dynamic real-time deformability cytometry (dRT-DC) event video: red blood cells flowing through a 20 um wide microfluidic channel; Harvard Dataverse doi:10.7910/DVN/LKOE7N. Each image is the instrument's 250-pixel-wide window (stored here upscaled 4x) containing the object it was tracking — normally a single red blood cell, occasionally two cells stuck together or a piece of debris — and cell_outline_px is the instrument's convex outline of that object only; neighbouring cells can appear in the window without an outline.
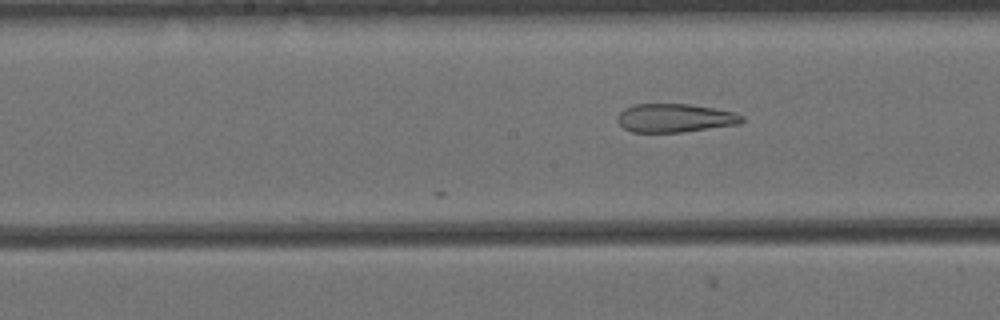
{"species": "Egyptian fruit bat (a non-hibernating species)", "species_latin": "Rousettus aegyptiacus", "temperature_condition": "cold", "stored_images_in_passage": 27, "camera_frame_rate_fps": 3000, "um_per_image_px": 0.085, "animal": {"sex": "female"}, "frame": {"image": 1, "passage_image": 27, "time_ms": 8.667, "image_size_px": [1000, 320], "cell_outline_px": [[744, 120], [740, 124], [680, 132], [632, 132], [624, 128], [616, 120], [620, 112], [624, 108], [636, 104], [688, 104], [712, 108], [732, 112], [744, 116]], "centroid_in_image_um": [57.35, 10.03], "position_along_channel_um": 190.9, "area_um2": 20.52}}